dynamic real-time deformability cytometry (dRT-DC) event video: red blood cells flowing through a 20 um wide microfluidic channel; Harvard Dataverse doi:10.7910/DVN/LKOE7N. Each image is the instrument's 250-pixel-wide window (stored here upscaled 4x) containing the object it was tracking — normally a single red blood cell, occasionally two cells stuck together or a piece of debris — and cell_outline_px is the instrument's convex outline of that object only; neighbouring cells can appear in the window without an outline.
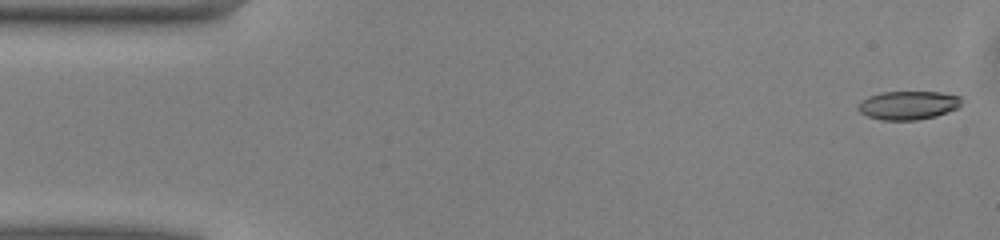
{"species": "common noctule bat (a hibernating species)", "species_latin": "Nyctalus noctula", "temperature_condition": "warm", "stored_images_in_passage": 50, "camera_frame_rate_fps": 3000, "um_per_image_px": 0.085, "animal": {"sex": "male", "body_mass_g": 13.0, "forearm_length_mm": 53.1}, "frame": {"image": 1, "passage_image": 1, "time_ms": 0.0, "image_size_px": [1000, 240], "cell_outline_px": [[960, 104], [956, 108], [936, 116], [916, 120], [880, 120], [868, 116], [860, 112], [856, 108], [868, 96], [880, 92], [940, 92], [960, 96]], "centroid_in_image_um": [77.17, 8.94], "position_along_channel_um": 7.8, "area_um2": 17.05}}
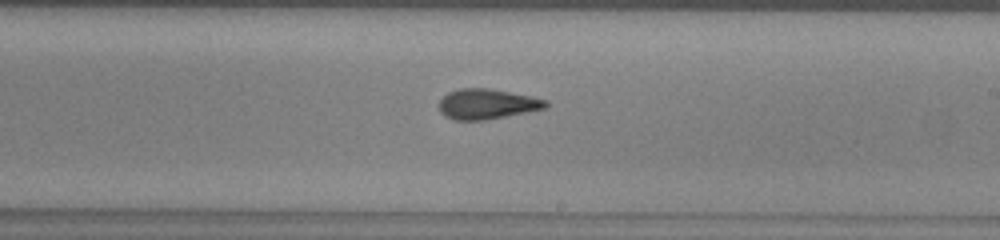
{"frame": {"image": 2, "passage_image": 28, "time_ms": 9.0, "image_size_px": [1000, 240], "cell_outline_px": [[548, 108], [484, 120], [456, 120], [444, 116], [440, 112], [440, 100], [448, 92], [460, 88], [488, 88], [532, 96], [548, 100]], "centroid_in_image_um": [41.42, 8.84], "position_along_channel_um": 247.6, "area_um2": 18.79}}
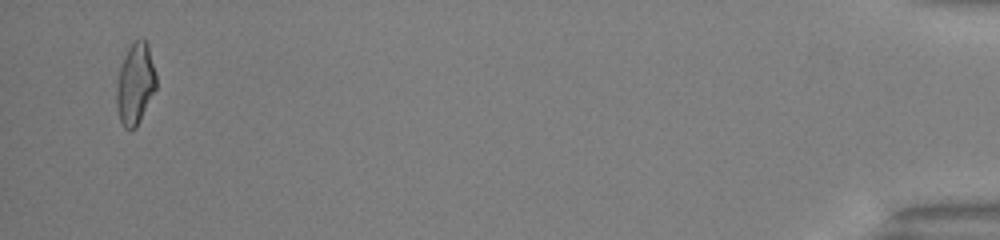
{"frame": {"image": 3, "passage_image": 48, "time_ms": 15.667, "image_size_px": [1000, 240], "cell_outline_px": [[156, 88], [136, 128], [124, 128], [120, 120], [116, 108], [116, 84], [120, 68], [128, 48], [132, 40], [144, 40], [148, 44], [156, 72]], "centroid_in_image_um": [11.49, 7.12], "position_along_channel_um": 423.7, "area_um2": 18.73}, "authors_computed_cell_mechanics": {"area_um2": 18.496, "velocity_mm_per_s": 4.0732, "shape_relaxation_time_tau1_ms": 7.0757, "shape_relaxation_time_tau2_ms": 2.6142, "deformation_change_tau1": 0.2165, "deformation_change_tau2": 0.1094}}